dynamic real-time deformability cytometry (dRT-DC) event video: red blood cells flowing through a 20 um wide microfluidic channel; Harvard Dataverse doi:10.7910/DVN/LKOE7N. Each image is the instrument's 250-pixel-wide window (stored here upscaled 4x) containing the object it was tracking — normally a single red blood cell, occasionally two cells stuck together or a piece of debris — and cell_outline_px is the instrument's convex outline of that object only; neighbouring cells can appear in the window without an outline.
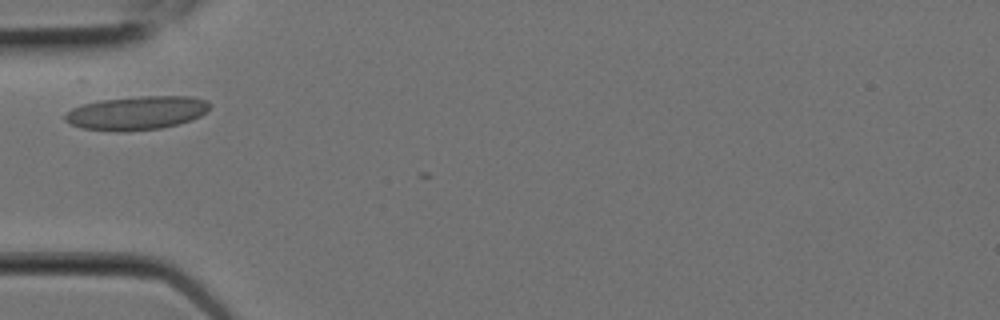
{"species": "Egyptian fruit bat (a non-hibernating species)", "species_latin": "Rousettus aegyptiacus", "temperature_condition": "room temperature", "stored_images_in_passage": 5, "camera_frame_rate_fps": 3000, "um_per_image_px": 0.085, "animal": {"sex": "female"}, "frame": {"image": 1, "passage_image": 3, "time_ms": 0.667, "image_size_px": [1000, 320], "cell_outline_px": [[208, 108], [200, 116], [176, 124], [160, 128], [124, 132], [80, 128], [64, 120], [64, 116], [72, 108], [84, 104], [100, 100], [140, 96], [192, 96], [208, 100]], "centroid_in_image_um": [11.59, 9.59], "position_along_channel_um": 73.4, "area_um2": 28.15}}
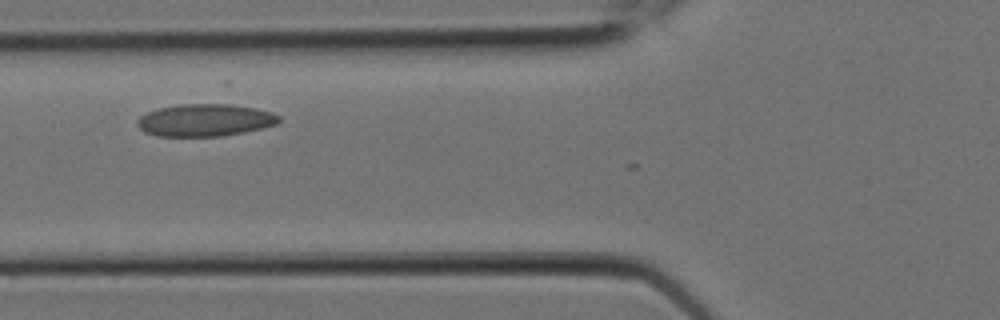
{"frame": {"image": 2, "passage_image": 4, "time_ms": 1.0, "image_size_px": [1000, 320], "cell_outline_px": [[280, 120], [276, 124], [244, 132], [220, 136], [156, 136], [144, 132], [136, 124], [136, 120], [140, 116], [156, 108], [176, 104], [224, 100], [272, 112], [280, 116]], "centroid_in_image_um": [17.43, 10.15], "position_along_channel_um": 108.4, "area_um2": 27.86}}